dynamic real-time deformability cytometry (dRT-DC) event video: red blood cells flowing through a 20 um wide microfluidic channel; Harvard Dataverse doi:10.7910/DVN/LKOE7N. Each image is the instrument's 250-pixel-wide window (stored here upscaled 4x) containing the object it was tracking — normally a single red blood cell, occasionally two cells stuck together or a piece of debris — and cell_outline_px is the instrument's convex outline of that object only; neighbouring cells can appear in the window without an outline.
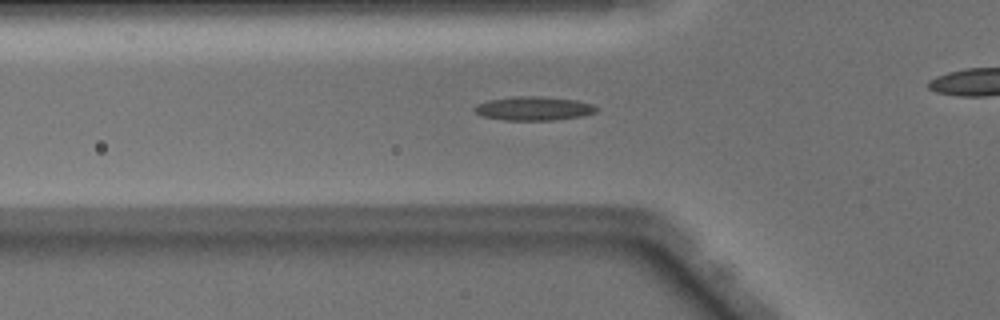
{"species": "Egyptian fruit bat (a non-hibernating species)", "species_latin": "Rousettus aegyptiacus", "temperature_condition": "warm", "stored_images_in_passage": 27, "camera_frame_rate_fps": 3000, "um_per_image_px": 0.085, "animal": {"sex": "male"}, "frame": {"image": 1, "passage_image": 3, "time_ms": 0.667, "image_size_px": [1000, 320], "cell_outline_px": [[600, 108], [596, 112], [580, 116], [552, 120], [504, 120], [484, 116], [476, 112], [472, 108], [476, 104], [488, 100], [516, 96], [540, 96], [576, 100], [592, 104]], "centroid_in_image_um": [45.36, 9.21], "position_along_channel_um": 80.4, "area_um2": 16.88}}
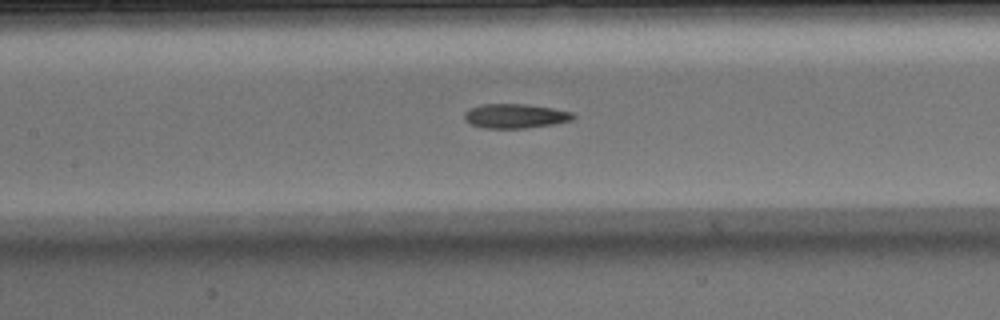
{"frame": {"image": 2, "passage_image": 9, "time_ms": 2.667, "image_size_px": [1000, 320], "cell_outline_px": [[576, 116], [572, 120], [552, 124], [524, 128], [484, 128], [468, 124], [464, 120], [464, 112], [468, 108], [480, 104], [524, 104], [552, 108], [572, 112]], "centroid_in_image_um": [43.73, 9.86], "position_along_channel_um": 163.7, "area_um2": 15.55}}
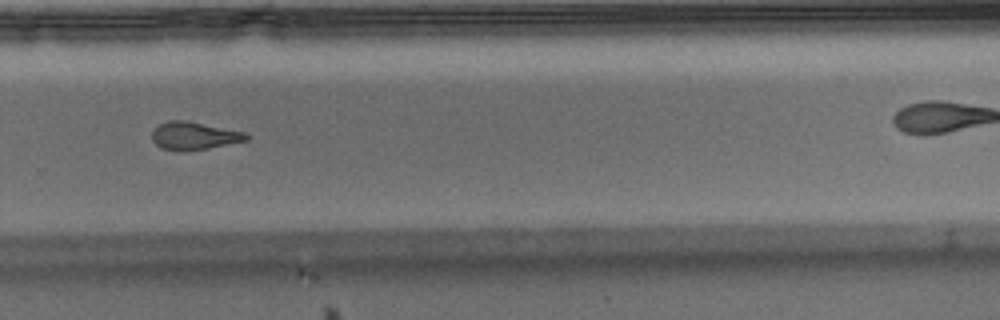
{"frame": {"image": 3, "passage_image": 20, "time_ms": 6.333, "image_size_px": [1000, 320], "cell_outline_px": [[248, 140], [208, 148], [184, 152], [176, 152], [160, 148], [152, 140], [152, 132], [160, 124], [168, 120], [188, 120], [244, 132], [248, 136]], "centroid_in_image_um": [16.45, 11.55], "position_along_channel_um": 313.3, "area_um2": 15.43}}